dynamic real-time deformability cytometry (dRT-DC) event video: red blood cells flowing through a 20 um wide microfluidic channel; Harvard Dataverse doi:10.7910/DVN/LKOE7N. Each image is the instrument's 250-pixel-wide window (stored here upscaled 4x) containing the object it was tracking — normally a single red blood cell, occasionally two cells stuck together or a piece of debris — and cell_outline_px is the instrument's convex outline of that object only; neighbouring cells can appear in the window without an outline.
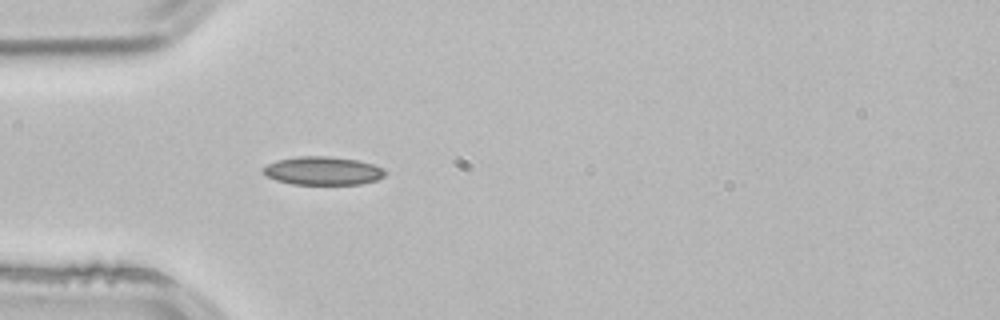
{"species": "common noctule bat (a hibernating species)", "species_latin": "Nyctalus noctula", "temperature_condition": "room temperature", "stored_images_in_passage": 2, "camera_frame_rate_fps": 3000, "um_per_image_px": 0.085, "animal": {"sex": "male", "body_mass_g": 21.5, "forearm_length_mm": 52.0}, "frame": {"image": 1, "passage_image": 2, "time_ms": 0.333, "image_size_px": [1000, 320], "cell_outline_px": [[388, 172], [384, 176], [376, 180], [360, 184], [292, 184], [276, 180], [268, 176], [264, 172], [264, 168], [268, 164], [276, 160], [300, 156], [328, 156], [360, 160], [384, 168]], "centroid_in_image_um": [27.5, 14.51], "position_along_channel_um": 57.5, "area_um2": 20.11}}